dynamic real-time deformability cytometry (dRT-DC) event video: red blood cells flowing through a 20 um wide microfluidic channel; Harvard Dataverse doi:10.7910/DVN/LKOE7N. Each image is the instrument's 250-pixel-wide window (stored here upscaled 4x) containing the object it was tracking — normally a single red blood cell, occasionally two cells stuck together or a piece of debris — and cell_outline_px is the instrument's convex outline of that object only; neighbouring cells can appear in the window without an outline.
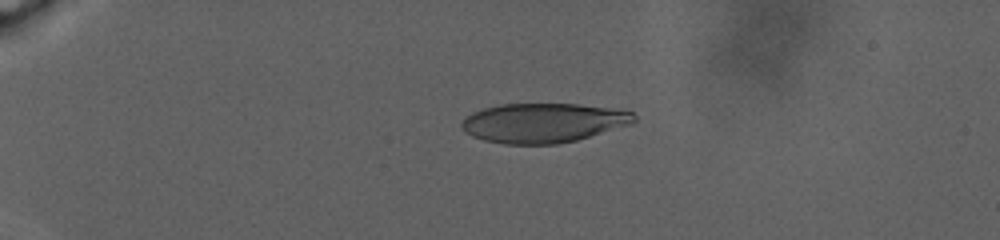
{"species": "human", "species_latin": "Homo sapiens", "temperature_condition": "warm", "stored_images_in_passage": 93, "camera_frame_rate_fps": 3000, "um_per_image_px": 0.085, "donor": {"sex": "male"}, "frame": {"image": 1, "passage_image": 26, "time_ms": 8.333, "image_size_px": [1000, 240], "cell_outline_px": [[636, 120], [632, 124], [576, 140], [556, 144], [504, 144], [484, 140], [472, 136], [464, 132], [460, 124], [472, 112], [484, 108], [500, 104], [576, 104], [608, 108], [632, 112], [636, 116]], "centroid_in_image_um": [46.16, 10.44], "position_along_channel_um": 38.8, "area_um2": 39.48}}
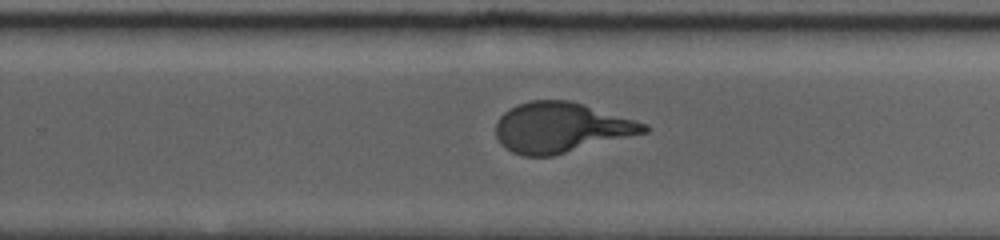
{"frame": {"image": 2, "passage_image": 59, "time_ms": 22.333, "image_size_px": [1000, 240], "cell_outline_px": [[648, 132], [552, 156], [524, 156], [512, 152], [504, 148], [500, 144], [496, 136], [496, 120], [508, 108], [516, 104], [532, 100], [568, 100], [584, 104], [648, 124]], "centroid_in_image_um": [47.65, 10.84], "position_along_channel_um": 282.2, "area_um2": 43.41}}
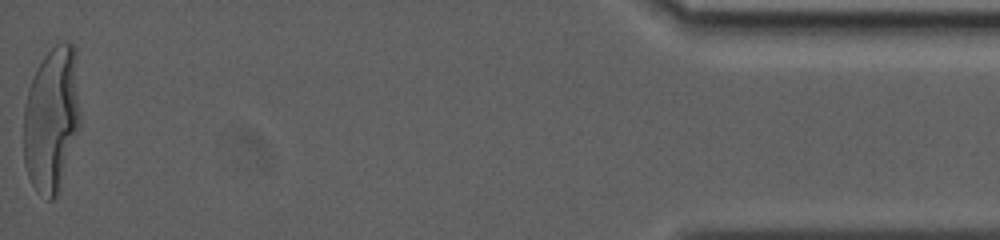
{"frame": {"image": 3, "passage_image": 93, "time_ms": 32.0, "image_size_px": [1000, 240], "cell_outline_px": [[80, 128], [60, 188], [56, 196], [52, 200], [48, 200], [36, 192], [28, 176], [24, 164], [24, 108], [28, 88], [36, 68], [44, 56], [60, 40], [72, 40], [76, 48], [80, 108]], "centroid_in_image_um": [4.41, 10.09], "position_along_channel_um": 430.8, "area_um2": 48.96}, "authors_computed_cell_mechanics": {"area_um2": 43.4078, "velocity_mm_per_s": 2.295, "shape_relaxation_time_tau1_ms": 9.2002, "shape_relaxation_time_tau2_ms": null, "deformation_change_tau1": 0.2909, "deformation_change_tau2": null}}